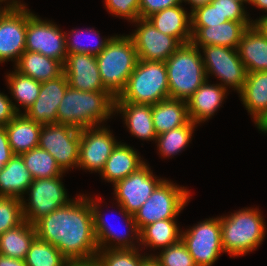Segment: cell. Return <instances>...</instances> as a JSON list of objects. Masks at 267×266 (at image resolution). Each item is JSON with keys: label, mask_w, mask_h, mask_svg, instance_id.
Instances as JSON below:
<instances>
[{"label": "cell", "mask_w": 267, "mask_h": 266, "mask_svg": "<svg viewBox=\"0 0 267 266\" xmlns=\"http://www.w3.org/2000/svg\"><path fill=\"white\" fill-rule=\"evenodd\" d=\"M34 223L36 236L55 246L70 262L93 261L98 246L88 197L78 195Z\"/></svg>", "instance_id": "cell-1"}, {"label": "cell", "mask_w": 267, "mask_h": 266, "mask_svg": "<svg viewBox=\"0 0 267 266\" xmlns=\"http://www.w3.org/2000/svg\"><path fill=\"white\" fill-rule=\"evenodd\" d=\"M115 111V97L109 91H80L67 88L57 111V123L79 129L98 126Z\"/></svg>", "instance_id": "cell-2"}, {"label": "cell", "mask_w": 267, "mask_h": 266, "mask_svg": "<svg viewBox=\"0 0 267 266\" xmlns=\"http://www.w3.org/2000/svg\"><path fill=\"white\" fill-rule=\"evenodd\" d=\"M96 59L104 87L118 97L138 62L132 38L129 35L112 36Z\"/></svg>", "instance_id": "cell-3"}, {"label": "cell", "mask_w": 267, "mask_h": 266, "mask_svg": "<svg viewBox=\"0 0 267 266\" xmlns=\"http://www.w3.org/2000/svg\"><path fill=\"white\" fill-rule=\"evenodd\" d=\"M258 209L245 208L220 217L222 247L231 256L251 252L265 237V222Z\"/></svg>", "instance_id": "cell-4"}, {"label": "cell", "mask_w": 267, "mask_h": 266, "mask_svg": "<svg viewBox=\"0 0 267 266\" xmlns=\"http://www.w3.org/2000/svg\"><path fill=\"white\" fill-rule=\"evenodd\" d=\"M201 50L182 44L166 61L169 98L187 101L207 80Z\"/></svg>", "instance_id": "cell-5"}, {"label": "cell", "mask_w": 267, "mask_h": 266, "mask_svg": "<svg viewBox=\"0 0 267 266\" xmlns=\"http://www.w3.org/2000/svg\"><path fill=\"white\" fill-rule=\"evenodd\" d=\"M169 98L165 62L138 60L124 90L115 101L154 105Z\"/></svg>", "instance_id": "cell-6"}, {"label": "cell", "mask_w": 267, "mask_h": 266, "mask_svg": "<svg viewBox=\"0 0 267 266\" xmlns=\"http://www.w3.org/2000/svg\"><path fill=\"white\" fill-rule=\"evenodd\" d=\"M190 192L164 179L133 216L140 231L144 226L163 219H176L187 204Z\"/></svg>", "instance_id": "cell-7"}, {"label": "cell", "mask_w": 267, "mask_h": 266, "mask_svg": "<svg viewBox=\"0 0 267 266\" xmlns=\"http://www.w3.org/2000/svg\"><path fill=\"white\" fill-rule=\"evenodd\" d=\"M62 183L61 176L34 179L26 191L29 193L28 203L21 199L24 220L34 224L41 217L71 202Z\"/></svg>", "instance_id": "cell-8"}, {"label": "cell", "mask_w": 267, "mask_h": 266, "mask_svg": "<svg viewBox=\"0 0 267 266\" xmlns=\"http://www.w3.org/2000/svg\"><path fill=\"white\" fill-rule=\"evenodd\" d=\"M80 133L81 129L67 124L42 125L38 147L49 152L65 172L78 166Z\"/></svg>", "instance_id": "cell-9"}, {"label": "cell", "mask_w": 267, "mask_h": 266, "mask_svg": "<svg viewBox=\"0 0 267 266\" xmlns=\"http://www.w3.org/2000/svg\"><path fill=\"white\" fill-rule=\"evenodd\" d=\"M181 240L197 266H212L223 253L220 217L204 220L181 231Z\"/></svg>", "instance_id": "cell-10"}, {"label": "cell", "mask_w": 267, "mask_h": 266, "mask_svg": "<svg viewBox=\"0 0 267 266\" xmlns=\"http://www.w3.org/2000/svg\"><path fill=\"white\" fill-rule=\"evenodd\" d=\"M201 49L204 53L202 59L207 78L208 74L215 75L221 80V86L224 88L229 86L239 93L246 81L247 70L239 57L238 50L216 45L202 46Z\"/></svg>", "instance_id": "cell-11"}, {"label": "cell", "mask_w": 267, "mask_h": 266, "mask_svg": "<svg viewBox=\"0 0 267 266\" xmlns=\"http://www.w3.org/2000/svg\"><path fill=\"white\" fill-rule=\"evenodd\" d=\"M66 32L53 22L44 21L27 8L25 51L38 52L46 57L65 63Z\"/></svg>", "instance_id": "cell-12"}, {"label": "cell", "mask_w": 267, "mask_h": 266, "mask_svg": "<svg viewBox=\"0 0 267 266\" xmlns=\"http://www.w3.org/2000/svg\"><path fill=\"white\" fill-rule=\"evenodd\" d=\"M81 129L78 168L100 173L119 142L105 126Z\"/></svg>", "instance_id": "cell-13"}, {"label": "cell", "mask_w": 267, "mask_h": 266, "mask_svg": "<svg viewBox=\"0 0 267 266\" xmlns=\"http://www.w3.org/2000/svg\"><path fill=\"white\" fill-rule=\"evenodd\" d=\"M149 165L146 163L136 172L131 173L126 178L116 182L114 194L118 204L123 209L134 214L151 196L155 188L163 181L156 179Z\"/></svg>", "instance_id": "cell-14"}, {"label": "cell", "mask_w": 267, "mask_h": 266, "mask_svg": "<svg viewBox=\"0 0 267 266\" xmlns=\"http://www.w3.org/2000/svg\"><path fill=\"white\" fill-rule=\"evenodd\" d=\"M137 30L129 36L137 51L138 60L165 62L182 44L175 38L157 30L147 19L138 18Z\"/></svg>", "instance_id": "cell-15"}, {"label": "cell", "mask_w": 267, "mask_h": 266, "mask_svg": "<svg viewBox=\"0 0 267 266\" xmlns=\"http://www.w3.org/2000/svg\"><path fill=\"white\" fill-rule=\"evenodd\" d=\"M27 8L7 10L0 16V63L14 59L19 61L25 52Z\"/></svg>", "instance_id": "cell-16"}, {"label": "cell", "mask_w": 267, "mask_h": 266, "mask_svg": "<svg viewBox=\"0 0 267 266\" xmlns=\"http://www.w3.org/2000/svg\"><path fill=\"white\" fill-rule=\"evenodd\" d=\"M89 202L93 212V223H94V234L97 242V246L99 250H107V249H134L137 248L133 240H140L139 230L137 228L136 222L134 220L133 214L126 212L123 207L119 204L121 211L120 213L125 218V222H127L126 226L129 228L128 231L124 230L121 232H116L112 228L108 222L102 217L99 210L98 199L96 200L89 198ZM115 229V228H114ZM130 230V231H129ZM130 232V234H129ZM132 234V235H131ZM129 237V238H128ZM132 239V240H131ZM113 240L111 243L109 241ZM131 240V241H130ZM116 242L115 245H111L113 242ZM107 244H109L107 246ZM111 245V246H110Z\"/></svg>", "instance_id": "cell-17"}, {"label": "cell", "mask_w": 267, "mask_h": 266, "mask_svg": "<svg viewBox=\"0 0 267 266\" xmlns=\"http://www.w3.org/2000/svg\"><path fill=\"white\" fill-rule=\"evenodd\" d=\"M68 87L64 73L57 78L42 82L38 98L24 114L42 125L57 123L59 104Z\"/></svg>", "instance_id": "cell-18"}, {"label": "cell", "mask_w": 267, "mask_h": 266, "mask_svg": "<svg viewBox=\"0 0 267 266\" xmlns=\"http://www.w3.org/2000/svg\"><path fill=\"white\" fill-rule=\"evenodd\" d=\"M68 85L80 91H108L101 80L95 55L76 53L67 54L63 64Z\"/></svg>", "instance_id": "cell-19"}, {"label": "cell", "mask_w": 267, "mask_h": 266, "mask_svg": "<svg viewBox=\"0 0 267 266\" xmlns=\"http://www.w3.org/2000/svg\"><path fill=\"white\" fill-rule=\"evenodd\" d=\"M253 22H235L228 20L218 25L191 26V43L196 47L216 45L237 49L243 33Z\"/></svg>", "instance_id": "cell-20"}, {"label": "cell", "mask_w": 267, "mask_h": 266, "mask_svg": "<svg viewBox=\"0 0 267 266\" xmlns=\"http://www.w3.org/2000/svg\"><path fill=\"white\" fill-rule=\"evenodd\" d=\"M239 94L255 125L260 129L267 122V71L247 73Z\"/></svg>", "instance_id": "cell-21"}, {"label": "cell", "mask_w": 267, "mask_h": 266, "mask_svg": "<svg viewBox=\"0 0 267 266\" xmlns=\"http://www.w3.org/2000/svg\"><path fill=\"white\" fill-rule=\"evenodd\" d=\"M206 80L187 100L188 114L191 121L200 124L210 119L225 99L226 91L219 84L211 85Z\"/></svg>", "instance_id": "cell-22"}, {"label": "cell", "mask_w": 267, "mask_h": 266, "mask_svg": "<svg viewBox=\"0 0 267 266\" xmlns=\"http://www.w3.org/2000/svg\"><path fill=\"white\" fill-rule=\"evenodd\" d=\"M161 33L175 37L181 44L191 42V13L178 4L147 18Z\"/></svg>", "instance_id": "cell-23"}, {"label": "cell", "mask_w": 267, "mask_h": 266, "mask_svg": "<svg viewBox=\"0 0 267 266\" xmlns=\"http://www.w3.org/2000/svg\"><path fill=\"white\" fill-rule=\"evenodd\" d=\"M115 113L123 114L129 132L142 140H156L153 126L152 105L115 101Z\"/></svg>", "instance_id": "cell-24"}, {"label": "cell", "mask_w": 267, "mask_h": 266, "mask_svg": "<svg viewBox=\"0 0 267 266\" xmlns=\"http://www.w3.org/2000/svg\"><path fill=\"white\" fill-rule=\"evenodd\" d=\"M237 50L247 73L267 71V38L254 25L243 33Z\"/></svg>", "instance_id": "cell-25"}, {"label": "cell", "mask_w": 267, "mask_h": 266, "mask_svg": "<svg viewBox=\"0 0 267 266\" xmlns=\"http://www.w3.org/2000/svg\"><path fill=\"white\" fill-rule=\"evenodd\" d=\"M141 159L133 147L120 142L107 159L100 176L114 185L142 167L146 162Z\"/></svg>", "instance_id": "cell-26"}, {"label": "cell", "mask_w": 267, "mask_h": 266, "mask_svg": "<svg viewBox=\"0 0 267 266\" xmlns=\"http://www.w3.org/2000/svg\"><path fill=\"white\" fill-rule=\"evenodd\" d=\"M5 128L14 155H21L38 147L42 124L29 119L24 113H18Z\"/></svg>", "instance_id": "cell-27"}, {"label": "cell", "mask_w": 267, "mask_h": 266, "mask_svg": "<svg viewBox=\"0 0 267 266\" xmlns=\"http://www.w3.org/2000/svg\"><path fill=\"white\" fill-rule=\"evenodd\" d=\"M152 119L156 135L186 125L189 121L187 101L167 98L152 105Z\"/></svg>", "instance_id": "cell-28"}, {"label": "cell", "mask_w": 267, "mask_h": 266, "mask_svg": "<svg viewBox=\"0 0 267 266\" xmlns=\"http://www.w3.org/2000/svg\"><path fill=\"white\" fill-rule=\"evenodd\" d=\"M33 178L20 155H14L0 170V196L22 199Z\"/></svg>", "instance_id": "cell-29"}, {"label": "cell", "mask_w": 267, "mask_h": 266, "mask_svg": "<svg viewBox=\"0 0 267 266\" xmlns=\"http://www.w3.org/2000/svg\"><path fill=\"white\" fill-rule=\"evenodd\" d=\"M15 68L22 75L41 83L57 78L63 73V65L59 61L31 51H25L21 55Z\"/></svg>", "instance_id": "cell-30"}, {"label": "cell", "mask_w": 267, "mask_h": 266, "mask_svg": "<svg viewBox=\"0 0 267 266\" xmlns=\"http://www.w3.org/2000/svg\"><path fill=\"white\" fill-rule=\"evenodd\" d=\"M36 237L34 224L24 220L0 236V254L25 260L30 245Z\"/></svg>", "instance_id": "cell-31"}, {"label": "cell", "mask_w": 267, "mask_h": 266, "mask_svg": "<svg viewBox=\"0 0 267 266\" xmlns=\"http://www.w3.org/2000/svg\"><path fill=\"white\" fill-rule=\"evenodd\" d=\"M141 245L165 249L181 240V231L175 219H163L144 226L140 231Z\"/></svg>", "instance_id": "cell-32"}, {"label": "cell", "mask_w": 267, "mask_h": 266, "mask_svg": "<svg viewBox=\"0 0 267 266\" xmlns=\"http://www.w3.org/2000/svg\"><path fill=\"white\" fill-rule=\"evenodd\" d=\"M33 180L62 176L65 173L54 157L39 147L20 155Z\"/></svg>", "instance_id": "cell-33"}, {"label": "cell", "mask_w": 267, "mask_h": 266, "mask_svg": "<svg viewBox=\"0 0 267 266\" xmlns=\"http://www.w3.org/2000/svg\"><path fill=\"white\" fill-rule=\"evenodd\" d=\"M7 83L13 99L26 110L36 101L41 88V82L22 75L16 69L6 75Z\"/></svg>", "instance_id": "cell-34"}, {"label": "cell", "mask_w": 267, "mask_h": 266, "mask_svg": "<svg viewBox=\"0 0 267 266\" xmlns=\"http://www.w3.org/2000/svg\"><path fill=\"white\" fill-rule=\"evenodd\" d=\"M195 127L196 124L190 120L186 125L158 135L155 141L158 143L159 153L165 158L185 149L191 141Z\"/></svg>", "instance_id": "cell-35"}, {"label": "cell", "mask_w": 267, "mask_h": 266, "mask_svg": "<svg viewBox=\"0 0 267 266\" xmlns=\"http://www.w3.org/2000/svg\"><path fill=\"white\" fill-rule=\"evenodd\" d=\"M70 261L49 242L35 238L25 258L26 266H67Z\"/></svg>", "instance_id": "cell-36"}, {"label": "cell", "mask_w": 267, "mask_h": 266, "mask_svg": "<svg viewBox=\"0 0 267 266\" xmlns=\"http://www.w3.org/2000/svg\"><path fill=\"white\" fill-rule=\"evenodd\" d=\"M138 251V248L98 250L95 261L100 266H141L147 256Z\"/></svg>", "instance_id": "cell-37"}, {"label": "cell", "mask_w": 267, "mask_h": 266, "mask_svg": "<svg viewBox=\"0 0 267 266\" xmlns=\"http://www.w3.org/2000/svg\"><path fill=\"white\" fill-rule=\"evenodd\" d=\"M23 221L21 199L0 196V236Z\"/></svg>", "instance_id": "cell-38"}, {"label": "cell", "mask_w": 267, "mask_h": 266, "mask_svg": "<svg viewBox=\"0 0 267 266\" xmlns=\"http://www.w3.org/2000/svg\"><path fill=\"white\" fill-rule=\"evenodd\" d=\"M154 257L161 266H197L182 240L162 249L159 256Z\"/></svg>", "instance_id": "cell-39"}, {"label": "cell", "mask_w": 267, "mask_h": 266, "mask_svg": "<svg viewBox=\"0 0 267 266\" xmlns=\"http://www.w3.org/2000/svg\"><path fill=\"white\" fill-rule=\"evenodd\" d=\"M94 29H88L87 28V31H88V34L91 35V32L92 34L94 33L93 35V40H95L94 36L96 35L97 38L99 39V33L96 32V31H93ZM84 31L86 30H72V33L70 32L68 34L69 35H74L73 37L77 38L76 39H72V41L70 40V37L67 38V33H66V41H65V44H66V52L67 54H76V53H85V54H91V55H95L97 56L98 54H100V52L106 47L107 43L110 41V39L112 37H108L104 40H99L98 42H95V44L93 43V45H85V44H82L81 41H78V39L81 37V34L83 33L84 34ZM85 35V34H84ZM95 36V37H96Z\"/></svg>", "instance_id": "cell-40"}, {"label": "cell", "mask_w": 267, "mask_h": 266, "mask_svg": "<svg viewBox=\"0 0 267 266\" xmlns=\"http://www.w3.org/2000/svg\"><path fill=\"white\" fill-rule=\"evenodd\" d=\"M226 21L228 19L220 11V3L215 0L191 12V26L210 27V25H218Z\"/></svg>", "instance_id": "cell-41"}, {"label": "cell", "mask_w": 267, "mask_h": 266, "mask_svg": "<svg viewBox=\"0 0 267 266\" xmlns=\"http://www.w3.org/2000/svg\"><path fill=\"white\" fill-rule=\"evenodd\" d=\"M107 10L115 16L135 22L139 17L140 0H105Z\"/></svg>", "instance_id": "cell-42"}, {"label": "cell", "mask_w": 267, "mask_h": 266, "mask_svg": "<svg viewBox=\"0 0 267 266\" xmlns=\"http://www.w3.org/2000/svg\"><path fill=\"white\" fill-rule=\"evenodd\" d=\"M220 3V11L223 16H225L228 20L235 22H252L248 17V12L244 10V4L247 3L248 0H215Z\"/></svg>", "instance_id": "cell-43"}, {"label": "cell", "mask_w": 267, "mask_h": 266, "mask_svg": "<svg viewBox=\"0 0 267 266\" xmlns=\"http://www.w3.org/2000/svg\"><path fill=\"white\" fill-rule=\"evenodd\" d=\"M183 0H140L139 17L147 19L163 9L181 4Z\"/></svg>", "instance_id": "cell-44"}, {"label": "cell", "mask_w": 267, "mask_h": 266, "mask_svg": "<svg viewBox=\"0 0 267 266\" xmlns=\"http://www.w3.org/2000/svg\"><path fill=\"white\" fill-rule=\"evenodd\" d=\"M20 108L9 99L7 95L0 92V126L7 125L18 113Z\"/></svg>", "instance_id": "cell-45"}, {"label": "cell", "mask_w": 267, "mask_h": 266, "mask_svg": "<svg viewBox=\"0 0 267 266\" xmlns=\"http://www.w3.org/2000/svg\"><path fill=\"white\" fill-rule=\"evenodd\" d=\"M13 156L6 128L5 126H0V165L4 167Z\"/></svg>", "instance_id": "cell-46"}, {"label": "cell", "mask_w": 267, "mask_h": 266, "mask_svg": "<svg viewBox=\"0 0 267 266\" xmlns=\"http://www.w3.org/2000/svg\"><path fill=\"white\" fill-rule=\"evenodd\" d=\"M0 266H26L25 260L15 259L0 254Z\"/></svg>", "instance_id": "cell-47"}, {"label": "cell", "mask_w": 267, "mask_h": 266, "mask_svg": "<svg viewBox=\"0 0 267 266\" xmlns=\"http://www.w3.org/2000/svg\"><path fill=\"white\" fill-rule=\"evenodd\" d=\"M253 25L267 38V15L254 20Z\"/></svg>", "instance_id": "cell-48"}, {"label": "cell", "mask_w": 267, "mask_h": 266, "mask_svg": "<svg viewBox=\"0 0 267 266\" xmlns=\"http://www.w3.org/2000/svg\"><path fill=\"white\" fill-rule=\"evenodd\" d=\"M184 2H188V4H191V12L194 11L196 8L207 5L212 0H183Z\"/></svg>", "instance_id": "cell-49"}, {"label": "cell", "mask_w": 267, "mask_h": 266, "mask_svg": "<svg viewBox=\"0 0 267 266\" xmlns=\"http://www.w3.org/2000/svg\"><path fill=\"white\" fill-rule=\"evenodd\" d=\"M141 266H161L159 261L153 255H147V257L142 261Z\"/></svg>", "instance_id": "cell-50"}, {"label": "cell", "mask_w": 267, "mask_h": 266, "mask_svg": "<svg viewBox=\"0 0 267 266\" xmlns=\"http://www.w3.org/2000/svg\"><path fill=\"white\" fill-rule=\"evenodd\" d=\"M67 266H100V265L95 260H93V261L69 262Z\"/></svg>", "instance_id": "cell-51"}, {"label": "cell", "mask_w": 267, "mask_h": 266, "mask_svg": "<svg viewBox=\"0 0 267 266\" xmlns=\"http://www.w3.org/2000/svg\"><path fill=\"white\" fill-rule=\"evenodd\" d=\"M249 4L255 5L259 9L265 10L267 12V0H248Z\"/></svg>", "instance_id": "cell-52"}, {"label": "cell", "mask_w": 267, "mask_h": 266, "mask_svg": "<svg viewBox=\"0 0 267 266\" xmlns=\"http://www.w3.org/2000/svg\"><path fill=\"white\" fill-rule=\"evenodd\" d=\"M6 0H0V3L5 2ZM8 1V0H7ZM11 1V0H10ZM21 1H16V0H12V2H7V5H5L4 10H13V9H17L21 6Z\"/></svg>", "instance_id": "cell-53"}, {"label": "cell", "mask_w": 267, "mask_h": 266, "mask_svg": "<svg viewBox=\"0 0 267 266\" xmlns=\"http://www.w3.org/2000/svg\"><path fill=\"white\" fill-rule=\"evenodd\" d=\"M264 133H267V122L259 129Z\"/></svg>", "instance_id": "cell-54"}, {"label": "cell", "mask_w": 267, "mask_h": 266, "mask_svg": "<svg viewBox=\"0 0 267 266\" xmlns=\"http://www.w3.org/2000/svg\"><path fill=\"white\" fill-rule=\"evenodd\" d=\"M5 12V10H4V8L2 7H0V16L3 14Z\"/></svg>", "instance_id": "cell-55"}]
</instances>
